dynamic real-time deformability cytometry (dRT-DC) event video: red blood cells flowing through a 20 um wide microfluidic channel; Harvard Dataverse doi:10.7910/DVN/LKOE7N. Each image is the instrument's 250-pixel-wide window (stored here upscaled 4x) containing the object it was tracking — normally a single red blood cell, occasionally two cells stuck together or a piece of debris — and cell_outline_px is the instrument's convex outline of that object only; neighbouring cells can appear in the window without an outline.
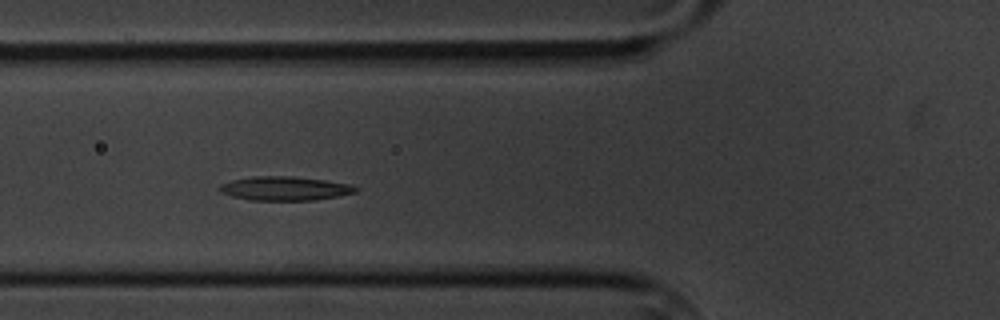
{"species": "common noctule bat (a hibernating species)", "species_latin": "Nyctalus noctula", "temperature_condition": "cold", "stored_images_in_passage": 6, "camera_frame_rate_fps": 3000, "um_per_image_px": 0.085, "animal": {"sex": "male", "body_mass_g": 20.1, "forearm_length_mm": 53.5}, "frame": {"image": 1, "passage_image": 5, "time_ms": 5.0, "image_size_px": [1000, 320], "cell_outline_px": [[360, 188], [356, 192], [336, 196], [312, 200], [248, 200], [232, 196], [220, 192], [220, 184], [232, 180], [252, 176], [292, 176], [324, 180], [348, 184]], "centroid_in_image_um": [24.18, 16.01], "position_along_channel_um": 101.6, "area_um2": 18.84}}
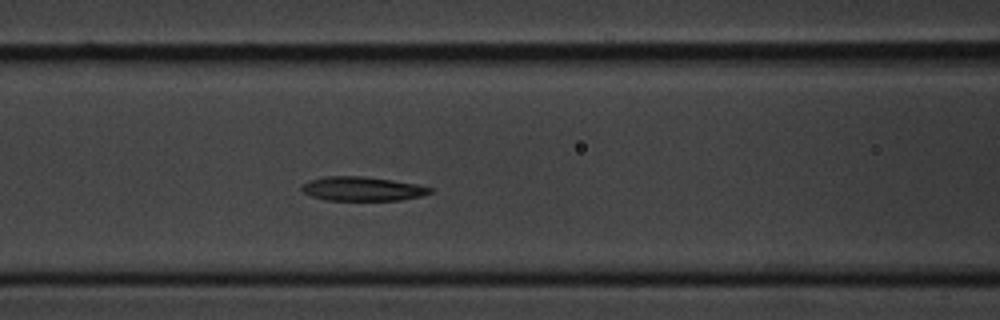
{"frame": {"image": 2, "passage_image": 6, "time_ms": 6.0, "image_size_px": [1000, 320], "cell_outline_px": [[432, 192], [420, 196], [400, 200], [328, 200], [312, 196], [304, 192], [300, 188], [308, 180], [328, 176], [364, 176], [392, 180], [416, 184], [432, 188]], "centroid_in_image_um": [30.79, 16.04], "position_along_channel_um": 135.8, "area_um2": 17.86}}